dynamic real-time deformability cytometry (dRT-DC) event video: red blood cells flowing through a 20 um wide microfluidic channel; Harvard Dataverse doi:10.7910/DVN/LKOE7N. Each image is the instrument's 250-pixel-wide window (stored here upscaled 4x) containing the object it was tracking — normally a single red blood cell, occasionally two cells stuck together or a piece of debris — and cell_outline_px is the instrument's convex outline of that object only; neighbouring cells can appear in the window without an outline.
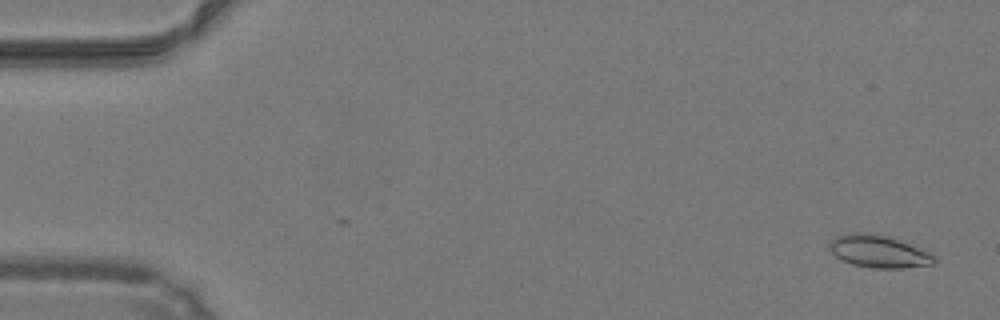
{"species": "common noctule bat (a hibernating species)", "species_latin": "Nyctalus noctula", "temperature_condition": "warm", "stored_images_in_passage": 48, "camera_frame_rate_fps": 3000, "um_per_image_px": 0.085, "animal": {"sex": "male", "body_mass_g": 19.2, "forearm_length_mm": 51.8}, "frame": {"image": 1, "passage_image": 2, "time_ms": 0.333, "image_size_px": [1000, 320], "cell_outline_px": [[936, 260], [932, 264], [904, 268], [872, 268], [852, 264], [836, 256], [828, 248], [828, 244], [836, 236], [852, 232], [856, 232], [884, 236], [908, 244], [928, 252], [936, 256]], "centroid_in_image_um": [74.66, 21.39], "position_along_channel_um": 10.3, "area_um2": 19.31}}
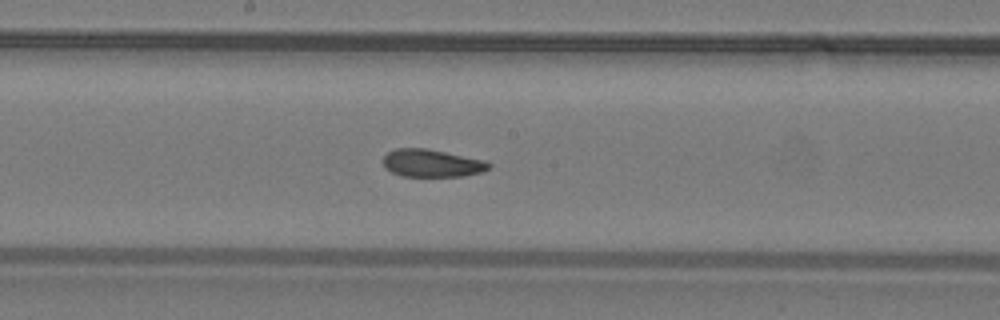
{"frame": {"image": 2, "passage_image": 26, "time_ms": 8.333, "image_size_px": [1000, 320], "cell_outline_px": [[492, 164], [484, 172], [464, 176], [400, 176], [384, 168], [384, 156], [388, 152], [396, 148], [424, 148], [484, 160]], "centroid_in_image_um": [36.7, 13.88], "position_along_channel_um": 211.5, "area_um2": 16.94}}
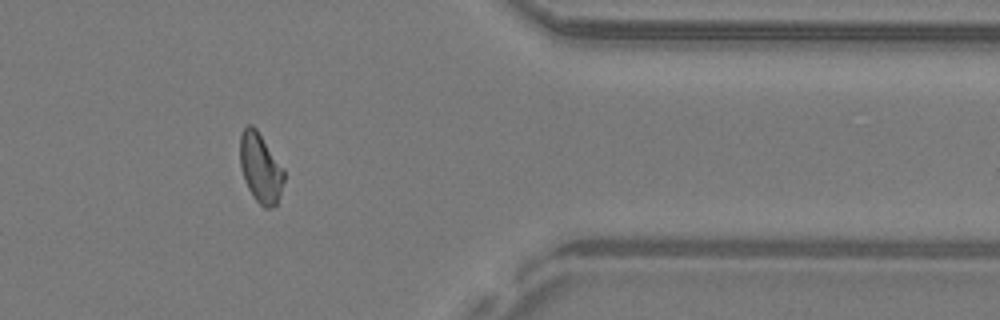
{"frame": {"image": 3, "passage_image": 40, "time_ms": 13.0, "image_size_px": [1000, 320], "cell_outline_px": [[284, 180], [276, 204], [268, 208], [264, 208], [256, 200], [248, 188], [244, 180], [240, 164], [240, 136], [244, 128], [248, 124], [252, 124], [256, 128], [284, 168]], "centroid_in_image_um": [22.13, 14.25], "position_along_channel_um": 389.3, "area_um2": 17.69}, "authors_computed_cell_mechanics": {"area_um2": 17.8602, "velocity_mm_per_s": 4.249, "shape_relaxation_time_tau1_ms": 5.2867, "shape_relaxation_time_tau2_ms": 1.4187, "deformation_change_tau1": 0.1301, "deformation_change_tau2": 0.0717}}